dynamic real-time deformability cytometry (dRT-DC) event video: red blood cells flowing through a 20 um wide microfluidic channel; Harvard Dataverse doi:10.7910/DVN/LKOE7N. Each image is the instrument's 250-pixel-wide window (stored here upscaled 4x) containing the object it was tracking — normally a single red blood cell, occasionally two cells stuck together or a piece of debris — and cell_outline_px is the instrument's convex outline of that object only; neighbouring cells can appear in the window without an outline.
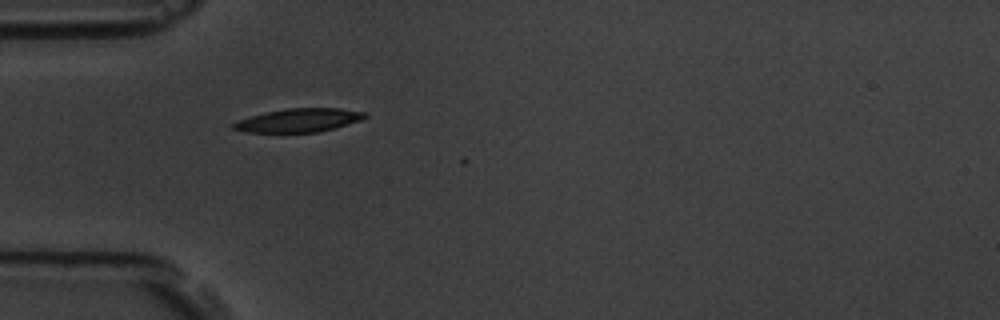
{"species": "common noctule bat (a hibernating species)", "species_latin": "Nyctalus noctula", "temperature_condition": "room temperature", "stored_images_in_passage": 4, "camera_frame_rate_fps": 3000, "um_per_image_px": 0.085, "animal": {"sex": "male", "body_mass_g": 19.5, "forearm_length_mm": 54.6}, "frame": {"image": 1, "passage_image": 1, "time_ms": 0.0, "image_size_px": [1000, 320], "cell_outline_px": [[368, 116], [360, 120], [320, 132], [248, 132], [232, 128], [232, 124], [236, 120], [268, 112], [288, 108], [340, 108], [368, 112]], "centroid_in_image_um": [25.43, 10.22], "position_along_channel_um": 59.6, "area_um2": 17.86}}